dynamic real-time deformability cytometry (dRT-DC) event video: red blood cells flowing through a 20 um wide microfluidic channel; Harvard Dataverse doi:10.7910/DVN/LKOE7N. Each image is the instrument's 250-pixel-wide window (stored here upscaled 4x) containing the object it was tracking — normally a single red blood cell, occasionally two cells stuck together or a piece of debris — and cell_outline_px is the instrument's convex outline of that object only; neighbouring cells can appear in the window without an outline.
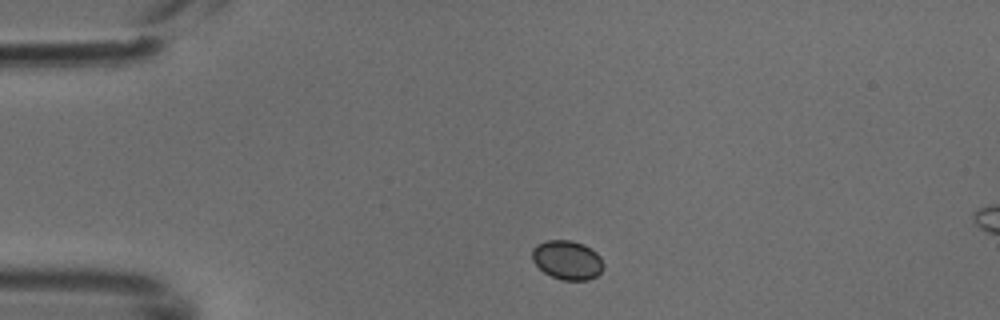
{"species": "common noctule bat (a hibernating species)", "species_latin": "Nyctalus noctula", "temperature_condition": "cold", "stored_images_in_passage": 3, "camera_frame_rate_fps": 3000, "um_per_image_px": 0.085, "animal": {"sex": "male", "body_mass_g": 18.8}, "frame": {"image": 1, "passage_image": 1, "time_ms": 0.0, "image_size_px": [1000, 320], "cell_outline_px": [[604, 268], [596, 276], [588, 280], [560, 280], [544, 272], [532, 260], [532, 248], [536, 244], [548, 240], [572, 240], [584, 244], [596, 252], [600, 256], [604, 264]], "centroid_in_image_um": [48.22, 22.09], "position_along_channel_um": 36.8, "area_um2": 16.36}}